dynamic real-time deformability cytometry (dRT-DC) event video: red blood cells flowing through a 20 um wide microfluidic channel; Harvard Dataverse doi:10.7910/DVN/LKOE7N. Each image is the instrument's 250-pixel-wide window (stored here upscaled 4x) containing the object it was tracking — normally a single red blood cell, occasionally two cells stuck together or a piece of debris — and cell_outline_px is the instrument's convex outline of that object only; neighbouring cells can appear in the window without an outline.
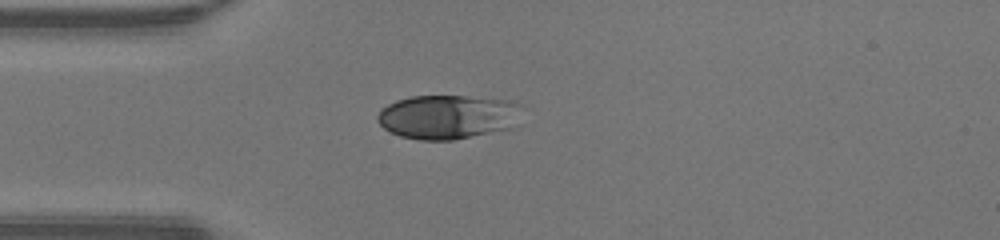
{"species": "human", "species_latin": "Homo sapiens", "temperature_condition": "warm", "stored_images_in_passage": 36, "camera_frame_rate_fps": 3000, "um_per_image_px": 0.085, "donor": {"sex": "male"}, "frame": {"image": 1, "passage_image": 1, "time_ms": 0.0, "image_size_px": [1000, 240], "cell_outline_px": [[520, 104], [512, 128], [452, 140], [420, 140], [400, 136], [384, 128], [376, 120], [376, 116], [380, 108], [396, 100], [412, 96], [464, 96], [512, 100]], "centroid_in_image_um": [37.99, 9.92], "position_along_channel_um": 47.0, "area_um2": 36.99}}
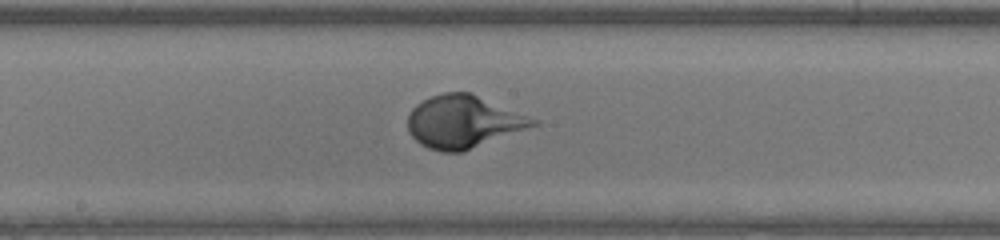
{"frame": {"image": 2, "passage_image": 13, "time_ms": 4.0, "image_size_px": [1000, 240], "cell_outline_px": [[540, 124], [464, 152], [440, 152], [428, 148], [420, 144], [408, 132], [408, 116], [412, 108], [416, 104], [432, 96], [444, 92], [472, 92], [540, 120]], "centroid_in_image_um": [39.42, 10.35], "position_along_channel_um": 208.8, "area_um2": 38.84}}
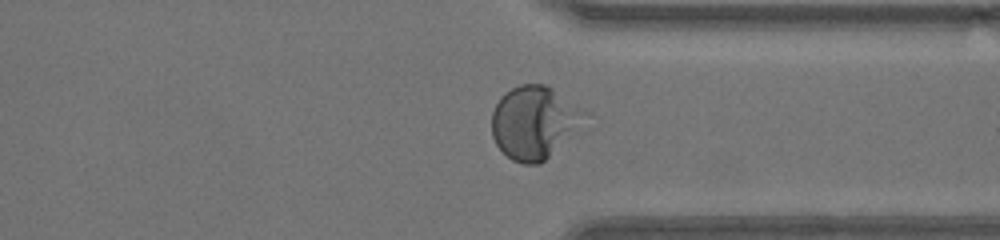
{"frame": {"image": 3, "passage_image": 24, "time_ms": 7.667, "image_size_px": [1000, 240], "cell_outline_px": [[568, 128], [548, 156], [540, 164], [524, 164], [512, 160], [496, 144], [492, 136], [492, 112], [500, 96], [512, 88], [520, 84], [544, 84], [552, 88], [564, 112]], "centroid_in_image_um": [44.91, 10.45], "position_along_channel_um": 366.5, "area_um2": 33.76}, "authors_computed_cell_mechanics": {"area_um2": 37.7434, "velocity_mm_per_s": 4.3179, "shape_relaxation_time_tau1_ms": 7.162, "shape_relaxation_time_tau2_ms": null, "deformation_change_tau1": 0.3825, "deformation_change_tau2": null}}